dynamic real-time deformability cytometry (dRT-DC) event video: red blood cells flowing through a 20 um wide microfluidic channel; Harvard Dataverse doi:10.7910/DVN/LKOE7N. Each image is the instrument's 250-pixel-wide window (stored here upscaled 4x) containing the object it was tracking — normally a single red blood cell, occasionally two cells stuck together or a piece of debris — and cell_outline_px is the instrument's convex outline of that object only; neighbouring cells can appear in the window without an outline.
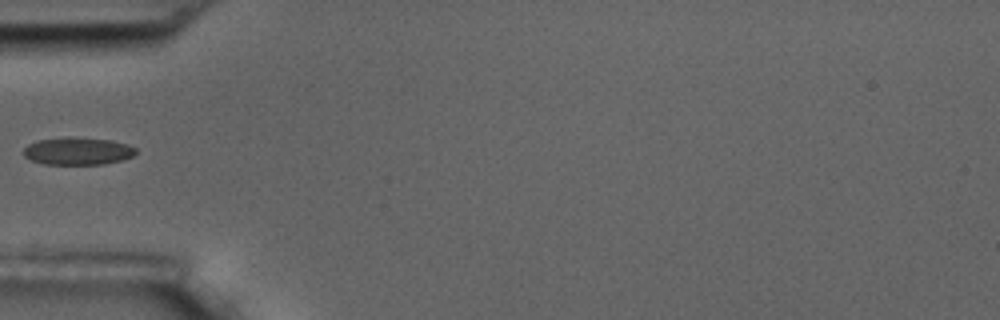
{"species": "common noctule bat (a hibernating species)", "species_latin": "Nyctalus noctula", "temperature_condition": "room temperature", "stored_images_in_passage": 2, "camera_frame_rate_fps": 3000, "um_per_image_px": 0.085, "animal": {"sex": "male", "body_mass_g": 17.5, "forearm_length_mm": 52.3}, "frame": {"image": 1, "passage_image": 1, "time_ms": 0.0, "image_size_px": [1000, 320], "cell_outline_px": [[136, 152], [132, 156], [120, 160], [104, 164], [44, 164], [32, 160], [24, 156], [24, 148], [28, 144], [36, 140], [68, 136], [112, 140], [128, 144], [136, 148]], "centroid_in_image_um": [6.59, 12.82], "position_along_channel_um": 78.4, "area_um2": 18.09}}